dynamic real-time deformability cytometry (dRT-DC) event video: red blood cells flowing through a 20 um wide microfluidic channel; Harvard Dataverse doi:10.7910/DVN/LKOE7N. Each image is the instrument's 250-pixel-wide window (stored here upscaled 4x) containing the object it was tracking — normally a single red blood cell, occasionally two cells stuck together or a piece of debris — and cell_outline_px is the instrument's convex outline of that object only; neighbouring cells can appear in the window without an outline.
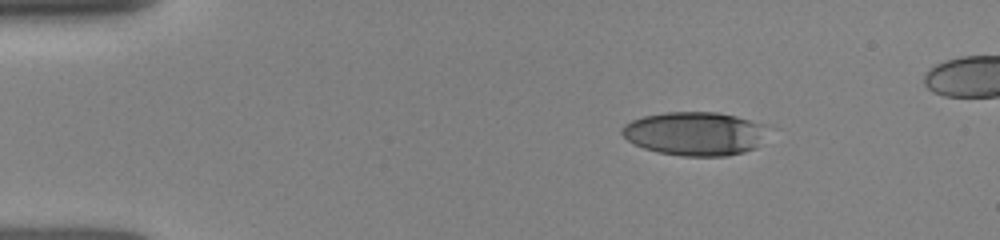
{"species": "human", "species_latin": "Homo sapiens", "temperature_condition": "room temperature", "stored_images_in_passage": 22, "camera_frame_rate_fps": 3000, "um_per_image_px": 0.085, "donor": {"sex": "female"}, "frame": {"image": 1, "passage_image": 1, "time_ms": 0.0, "image_size_px": [1000, 240], "cell_outline_px": [[768, 124], [756, 148], [744, 152], [728, 156], [680, 156], [660, 152], [644, 148], [628, 140], [620, 132], [620, 128], [624, 124], [632, 120], [644, 116], [664, 112], [720, 112]], "centroid_in_image_um": [59.06, 11.35], "position_along_channel_um": 25.9, "area_um2": 37.17}}
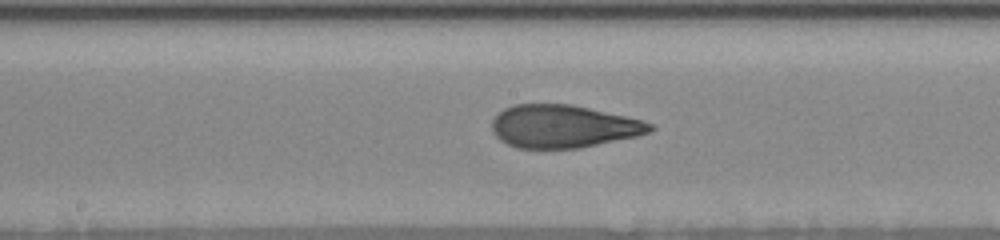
{"frame": {"image": 2, "passage_image": 16, "time_ms": 6.0, "image_size_px": [1000, 240], "cell_outline_px": [[656, 128], [652, 132], [636, 136], [580, 148], [516, 148], [500, 140], [492, 132], [492, 120], [504, 108], [516, 104], [572, 104], [628, 116], [652, 124]], "centroid_in_image_um": [47.89, 10.74], "position_along_channel_um": 200.3, "area_um2": 39.54}}
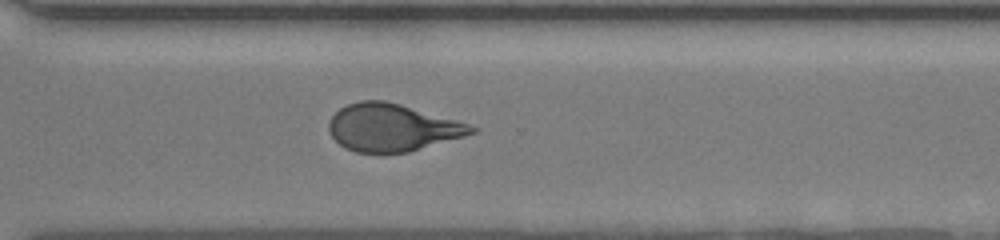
{"frame": {"image": 3, "passage_image": 22, "time_ms": 9.333, "image_size_px": [1000, 240], "cell_outline_px": [[476, 132], [464, 136], [408, 152], [356, 152], [344, 148], [332, 136], [328, 128], [328, 120], [340, 108], [348, 104], [360, 100], [384, 100], [400, 104], [456, 120], [468, 124], [476, 128]], "centroid_in_image_um": [33.29, 10.83], "position_along_channel_um": 337.3, "area_um2": 38.96}}